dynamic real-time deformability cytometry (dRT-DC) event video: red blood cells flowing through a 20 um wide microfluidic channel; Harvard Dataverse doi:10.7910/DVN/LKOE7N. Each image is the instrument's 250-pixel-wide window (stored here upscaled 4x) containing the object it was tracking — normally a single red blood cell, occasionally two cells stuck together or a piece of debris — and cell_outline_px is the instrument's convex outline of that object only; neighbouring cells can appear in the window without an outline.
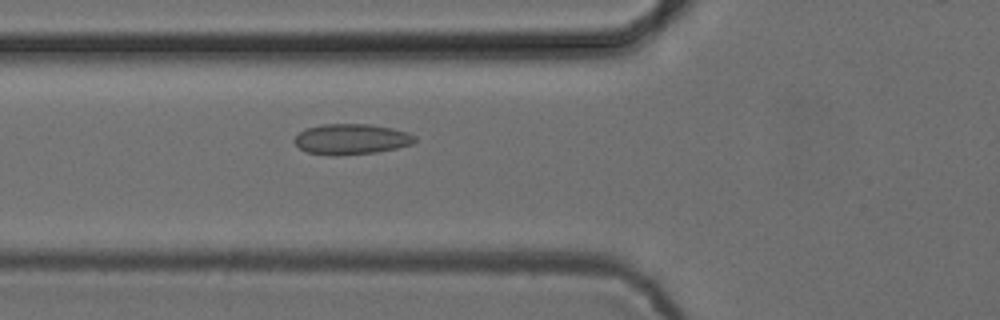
{"species": "common noctule bat (a hibernating species)", "species_latin": "Nyctalus noctula", "temperature_condition": "cold", "stored_images_in_passage": 51, "camera_frame_rate_fps": 3000, "um_per_image_px": 0.085, "animal": {"sex": "female", "body_mass_g": 24.6, "forearm_length_mm": 56.2}, "frame": {"image": 1, "passage_image": 20, "time_ms": 6.333, "image_size_px": [1000, 320], "cell_outline_px": [[416, 140], [412, 144], [396, 148], [376, 152], [340, 156], [332, 156], [308, 152], [300, 148], [292, 140], [300, 132], [308, 128], [324, 124], [372, 124], [392, 128], [408, 132], [416, 136]], "centroid_in_image_um": [29.88, 11.83], "position_along_channel_um": 95.9, "area_um2": 21.5}}
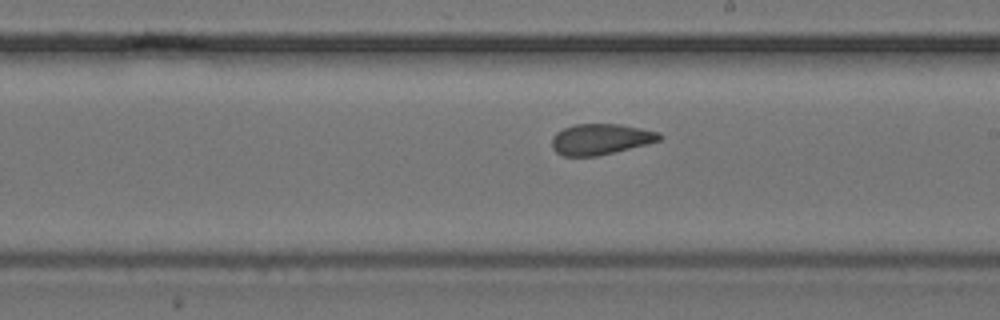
{"frame": {"image": 2, "passage_image": 31, "time_ms": 10.0, "image_size_px": [1000, 320], "cell_outline_px": [[664, 136], [660, 140], [648, 144], [596, 156], [564, 156], [556, 152], [552, 148], [552, 136], [556, 132], [564, 128], [576, 124], [620, 124], [660, 132]], "centroid_in_image_um": [51.06, 11.83], "position_along_channel_um": 237.9, "area_um2": 19.36}}
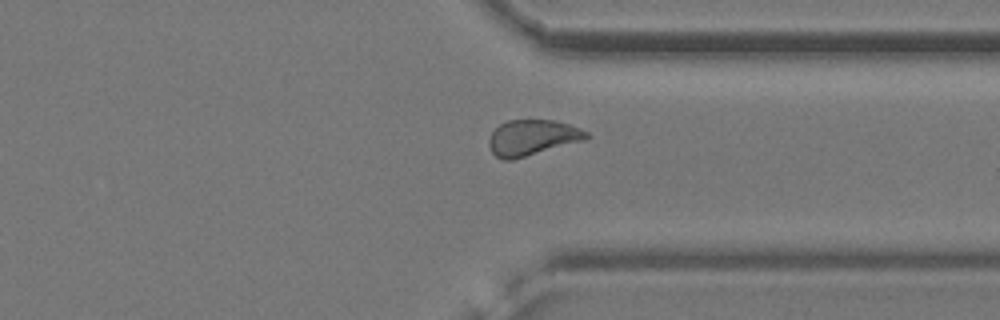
{"frame": {"image": 3, "passage_image": 41, "time_ms": 13.333, "image_size_px": [1000, 320], "cell_outline_px": [[592, 136], [584, 140], [512, 160], [504, 160], [496, 156], [492, 152], [488, 144], [488, 140], [492, 132], [500, 124], [508, 120], [556, 120], [580, 128], [588, 132]], "centroid_in_image_um": [45.25, 11.69], "position_along_channel_um": 366.2, "area_um2": 20.23}}